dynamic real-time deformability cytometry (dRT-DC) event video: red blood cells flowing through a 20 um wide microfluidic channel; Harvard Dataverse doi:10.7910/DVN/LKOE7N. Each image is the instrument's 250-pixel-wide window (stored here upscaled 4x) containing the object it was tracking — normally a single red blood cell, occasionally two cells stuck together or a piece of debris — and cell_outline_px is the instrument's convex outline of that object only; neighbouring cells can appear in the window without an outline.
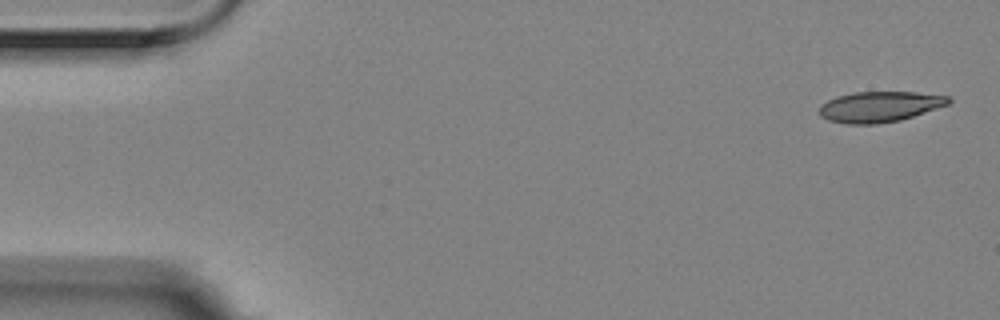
{"species": "Egyptian fruit bat (a non-hibernating species)", "species_latin": "Rousettus aegyptiacus", "temperature_condition": "room temperature", "stored_images_in_passage": 5, "camera_frame_rate_fps": 3000, "um_per_image_px": 0.085, "animal": {"sex": "female"}, "frame": {"image": 1, "passage_image": 1, "time_ms": 0.0, "image_size_px": [1000, 320], "cell_outline_px": [[952, 100], [948, 104], [900, 120], [876, 124], [844, 124], [828, 120], [820, 116], [820, 104], [836, 96], [852, 92], [916, 92], [948, 96]], "centroid_in_image_um": [74.72, 9.07], "position_along_channel_um": 10.3, "area_um2": 23.0}}
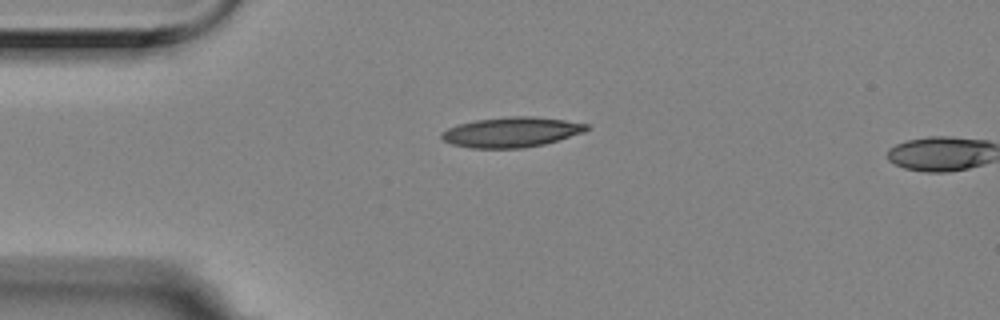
{"frame": {"image": 2, "passage_image": 4, "time_ms": 1.0, "image_size_px": [1000, 320], "cell_outline_px": [[588, 128], [584, 132], [544, 144], [524, 148], [472, 148], [452, 144], [444, 140], [440, 136], [448, 128], [460, 124], [476, 120], [512, 116], [532, 116], [564, 120], [588, 124]], "centroid_in_image_um": [43.48, 11.23], "position_along_channel_um": 41.5, "area_um2": 25.09}}